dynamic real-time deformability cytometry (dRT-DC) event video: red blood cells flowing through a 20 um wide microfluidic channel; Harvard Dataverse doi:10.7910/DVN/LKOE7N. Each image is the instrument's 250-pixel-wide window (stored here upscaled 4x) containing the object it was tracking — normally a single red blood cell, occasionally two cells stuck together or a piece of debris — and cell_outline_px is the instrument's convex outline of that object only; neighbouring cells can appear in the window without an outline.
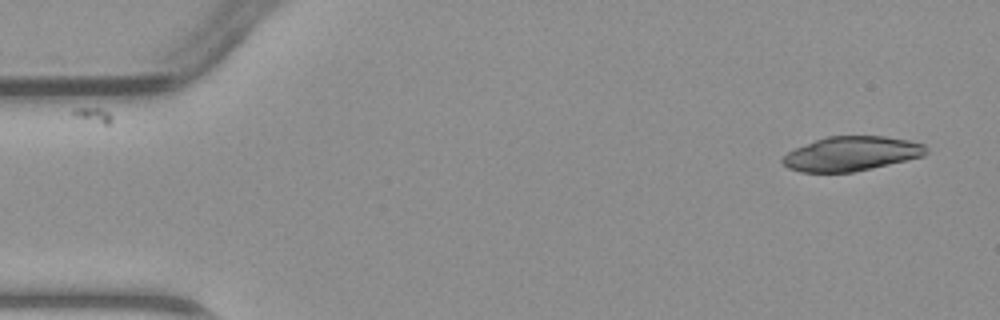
{"species": "common noctule bat (a hibernating species)", "species_latin": "Nyctalus noctula", "temperature_condition": "warm", "stored_images_in_passage": 4, "camera_frame_rate_fps": 3000, "um_per_image_px": 0.085, "animal": {"sex": "male", "body_mass_g": 23.1, "forearm_length_mm": 52.7}, "frame": {"image": 1, "passage_image": 1, "time_ms": 0.0, "image_size_px": [1000, 320], "cell_outline_px": [[928, 152], [924, 156], [872, 168], [852, 172], [800, 172], [788, 168], [780, 160], [788, 152], [796, 148], [816, 140], [828, 136], [884, 136], [908, 140], [924, 144], [928, 148]], "centroid_in_image_um": [72.39, 13.06], "position_along_channel_um": 12.6, "area_um2": 28.67}}